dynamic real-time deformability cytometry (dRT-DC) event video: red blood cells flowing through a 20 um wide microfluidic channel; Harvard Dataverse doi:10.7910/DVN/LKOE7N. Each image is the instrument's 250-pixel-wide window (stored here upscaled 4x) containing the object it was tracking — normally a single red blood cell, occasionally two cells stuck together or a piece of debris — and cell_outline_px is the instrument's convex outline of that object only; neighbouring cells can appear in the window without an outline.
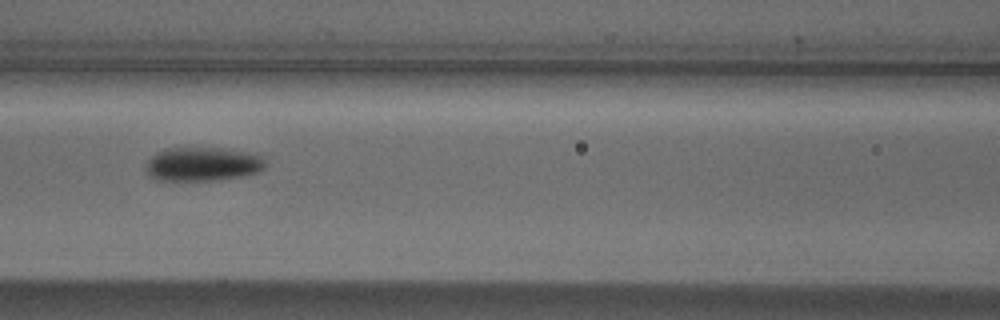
{"species": "Egyptian fruit bat (a non-hibernating species)", "species_latin": "Rousettus aegyptiacus", "temperature_condition": "cold", "stored_images_in_passage": 7, "camera_frame_rate_fps": 3000, "um_per_image_px": 0.085, "animal": {"sex": "male"}, "frame": {"image": 1, "passage_image": 7, "time_ms": 2.0, "image_size_px": [1000, 320], "cell_outline_px": [[264, 168], [260, 172], [240, 176], [216, 180], [160, 180], [152, 176], [144, 168], [148, 160], [156, 152], [164, 148], [228, 148], [252, 152], [260, 156], [264, 160]], "centroid_in_image_um": [17.24, 13.93], "position_along_channel_um": 149.4, "area_um2": 23.64}}